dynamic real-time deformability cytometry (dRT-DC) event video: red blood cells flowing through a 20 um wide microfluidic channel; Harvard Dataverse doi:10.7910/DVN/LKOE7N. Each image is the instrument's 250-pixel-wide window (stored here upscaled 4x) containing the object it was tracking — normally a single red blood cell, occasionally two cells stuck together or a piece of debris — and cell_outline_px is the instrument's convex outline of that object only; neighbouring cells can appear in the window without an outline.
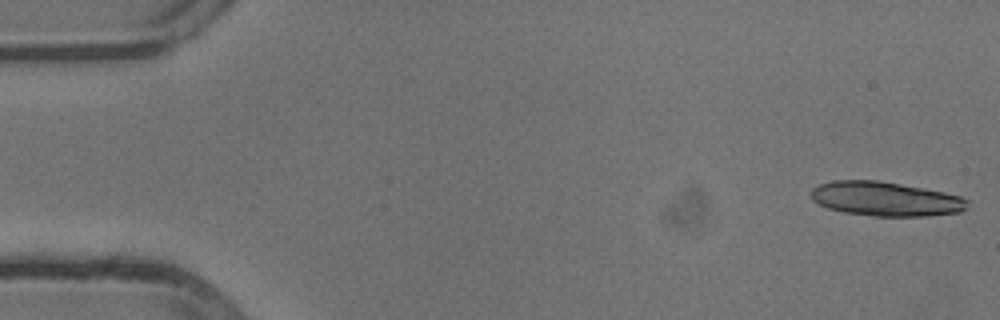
{"species": "common noctule bat (a hibernating species)", "species_latin": "Nyctalus noctula", "temperature_condition": "cold", "stored_images_in_passage": 54, "segment_of_instrument_passage": [1, 2], "camera_frame_rate_fps": 3000, "um_per_image_px": 0.085, "animal": {"sex": "male", "body_mass_g": 13.3}, "frame": {"image": 1, "passage_image": 1, "time_ms": 0.0, "image_size_px": [1000, 320], "cell_outline_px": [[968, 208], [960, 212], [924, 216], [872, 216], [844, 212], [828, 208], [812, 200], [812, 188], [820, 184], [832, 180], [876, 180], [900, 184], [944, 192], [960, 196], [968, 200]], "centroid_in_image_um": [75.28, 16.91], "position_along_channel_um": 9.7, "area_um2": 31.15}}